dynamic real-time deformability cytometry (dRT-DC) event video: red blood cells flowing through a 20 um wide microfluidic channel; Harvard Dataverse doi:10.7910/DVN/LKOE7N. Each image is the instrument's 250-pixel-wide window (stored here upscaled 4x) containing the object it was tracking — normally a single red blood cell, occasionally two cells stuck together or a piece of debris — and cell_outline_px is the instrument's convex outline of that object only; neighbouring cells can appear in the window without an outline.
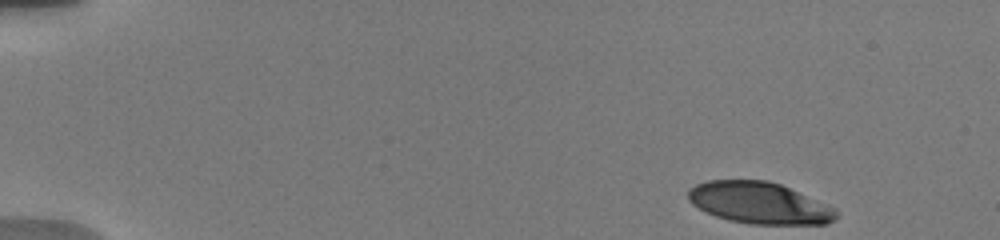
{"species": "human", "species_latin": "Homo sapiens", "temperature_condition": "warm", "stored_images_in_passage": 68, "camera_frame_rate_fps": 3000, "um_per_image_px": 0.085, "donor": {"sex": "male"}, "frame": {"image": 1, "passage_image": 1, "time_ms": 0.0, "image_size_px": [1000, 240], "cell_outline_px": [[836, 216], [828, 224], [752, 224], [728, 220], [716, 216], [692, 204], [688, 200], [688, 188], [696, 184], [708, 180], [768, 180], [780, 184], [836, 208]], "centroid_in_image_um": [64.52, 17.24], "position_along_channel_um": 20.5, "area_um2": 35.72}}
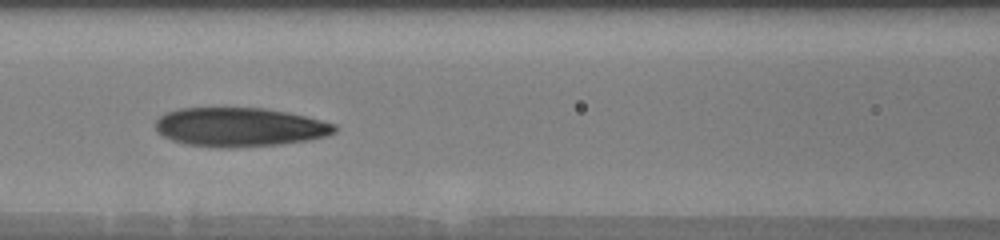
{"frame": {"image": 2, "passage_image": 26, "time_ms": 6.667, "image_size_px": [1000, 240], "cell_outline_px": [[336, 132], [328, 136], [308, 140], [280, 144], [232, 148], [220, 148], [188, 144], [172, 140], [164, 136], [156, 128], [156, 120], [160, 116], [168, 112], [180, 108], [264, 108], [288, 112], [336, 124]], "centroid_in_image_um": [20.4, 10.81], "position_along_channel_um": 146.2, "area_um2": 40.58}}
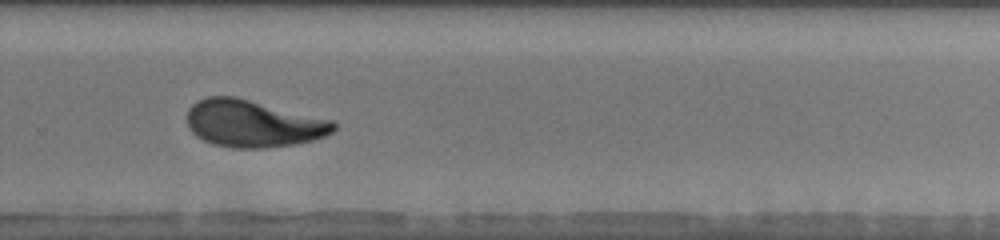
{"frame": {"image": 3, "passage_image": 45, "time_ms": 11.0, "image_size_px": [1000, 240], "cell_outline_px": [[336, 128], [332, 132], [324, 136], [312, 140], [296, 144], [264, 148], [236, 148], [212, 144], [196, 136], [188, 128], [184, 116], [188, 108], [196, 100], [208, 96], [236, 96], [332, 120], [336, 124]], "centroid_in_image_um": [21.44, 10.49], "position_along_channel_um": 308.4, "area_um2": 40.63}, "authors_computed_cell_mechanics": {"area_um2": 39.882, "velocity_mm_per_s": 3.7507, "shape_relaxation_time_tau1_ms": 3.952, "shape_relaxation_time_tau2_ms": 1.7528, "deformation_change_tau1": 0.2171, "deformation_change_tau2": 0.0745}}